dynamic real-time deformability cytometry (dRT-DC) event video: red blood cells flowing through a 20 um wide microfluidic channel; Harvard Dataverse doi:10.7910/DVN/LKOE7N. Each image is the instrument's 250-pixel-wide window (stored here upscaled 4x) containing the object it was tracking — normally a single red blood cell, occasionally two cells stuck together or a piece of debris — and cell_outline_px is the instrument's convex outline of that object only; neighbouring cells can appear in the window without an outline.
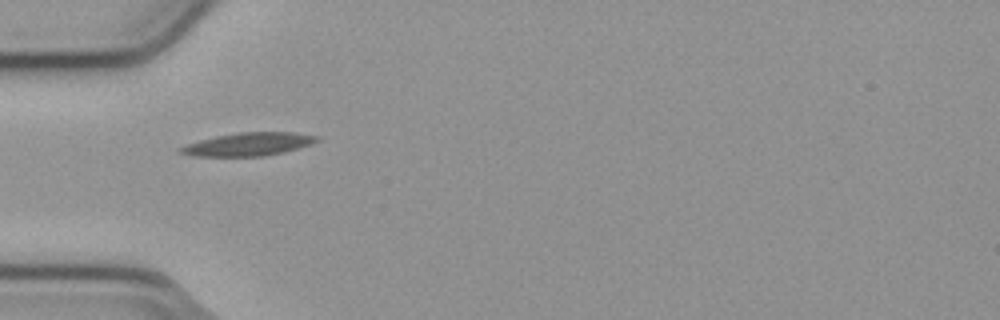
{"species": "common noctule bat (a hibernating species)", "species_latin": "Nyctalus noctula", "temperature_condition": "cold", "stored_images_in_passage": 37, "camera_frame_rate_fps": 3000, "um_per_image_px": 0.085, "animal": {"sex": "male", "body_mass_g": 23.1, "forearm_length_mm": 52.7}, "frame": {"image": 1, "passage_image": 1, "time_ms": 0.0, "image_size_px": [1000, 320], "cell_outline_px": [[320, 140], [284, 152], [264, 156], [196, 156], [176, 152], [176, 148], [200, 140], [216, 136], [240, 132], [296, 132], [320, 136]], "centroid_in_image_um": [21.09, 12.25], "position_along_channel_um": 63.9, "area_um2": 18.32}}
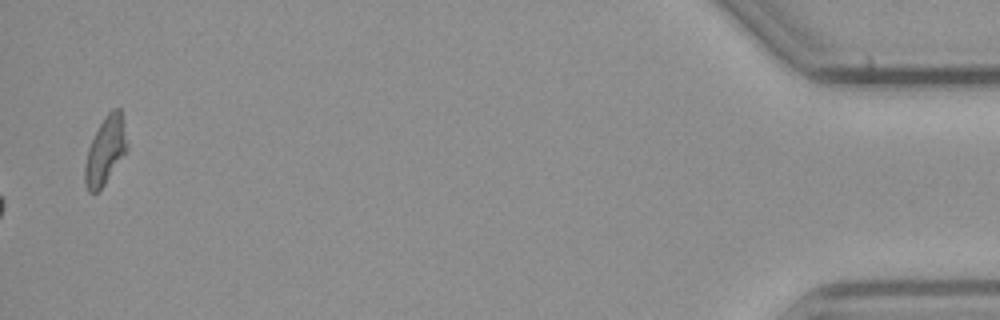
{"frame": {"image": 2, "passage_image": 37, "time_ms": 12.0, "image_size_px": [1000, 320], "cell_outline_px": [[128, 148], [104, 184], [96, 192], [88, 192], [84, 184], [84, 168], [88, 148], [104, 116], [112, 108], [120, 108], [128, 144]], "centroid_in_image_um": [8.94, 12.79], "position_along_channel_um": 426.3, "area_um2": 16.36}, "authors_computed_cell_mechanics": {"area_um2": 18.207, "velocity_mm_per_s": 3.7942, "shape_relaxation_time_tau1_ms": null, "shape_relaxation_time_tau2_ms": 3.0976, "deformation_change_tau1": null, "deformation_change_tau2": 0.0738}}